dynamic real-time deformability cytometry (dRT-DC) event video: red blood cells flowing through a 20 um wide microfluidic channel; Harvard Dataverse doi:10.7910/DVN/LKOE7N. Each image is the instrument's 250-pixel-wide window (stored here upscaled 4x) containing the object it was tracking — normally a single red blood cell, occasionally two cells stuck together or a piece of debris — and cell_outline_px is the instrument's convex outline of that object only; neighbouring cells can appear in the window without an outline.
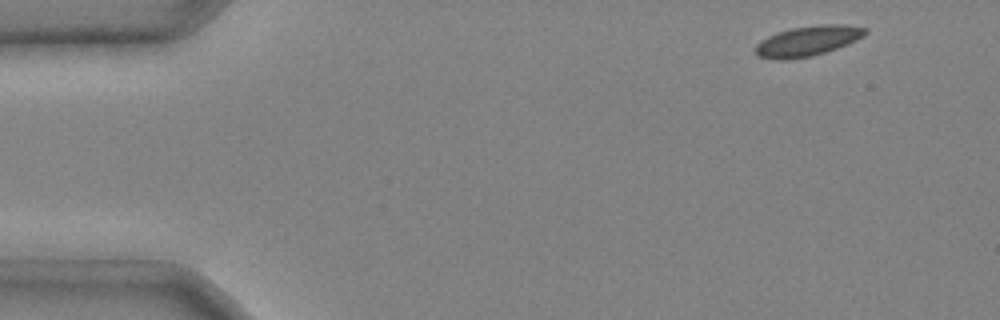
{"species": "common noctule bat (a hibernating species)", "species_latin": "Nyctalus noctula", "temperature_condition": "cold", "stored_images_in_passage": 3, "camera_frame_rate_fps": 3000, "um_per_image_px": 0.085, "animal": {"sex": "male", "body_mass_g": 20.4}, "frame": {"image": 1, "passage_image": 1, "time_ms": 0.0, "image_size_px": [1000, 320], "cell_outline_px": [[868, 32], [864, 36], [848, 44], [812, 56], [784, 60], [780, 60], [760, 56], [756, 52], [756, 44], [760, 40], [776, 32], [792, 28], [824, 24], [844, 24], [868, 28]], "centroid_in_image_um": [68.69, 3.47], "position_along_channel_um": 16.3, "area_um2": 19.19}}